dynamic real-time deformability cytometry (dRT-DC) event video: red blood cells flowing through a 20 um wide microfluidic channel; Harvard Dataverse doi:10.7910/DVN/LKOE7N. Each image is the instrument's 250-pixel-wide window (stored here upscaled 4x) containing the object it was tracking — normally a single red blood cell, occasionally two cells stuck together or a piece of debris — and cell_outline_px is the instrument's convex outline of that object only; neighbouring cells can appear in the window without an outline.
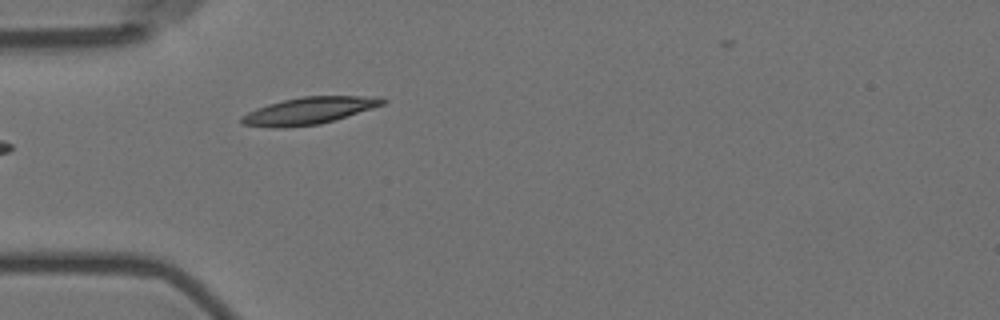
{"species": "Egyptian fruit bat (a non-hibernating species)", "species_latin": "Rousettus aegyptiacus", "temperature_condition": "room temperature", "stored_images_in_passage": 6, "camera_frame_rate_fps": 3000, "um_per_image_px": 0.085, "animal": {"sex": "female"}, "frame": {"image": 1, "passage_image": 6, "time_ms": 1.667, "image_size_px": [1000, 320], "cell_outline_px": [[388, 100], [384, 104], [372, 108], [320, 124], [284, 128], [272, 128], [240, 124], [240, 116], [256, 108], [268, 104], [284, 100], [304, 96], [380, 96]], "centroid_in_image_um": [26.23, 9.41], "position_along_channel_um": 58.8, "area_um2": 22.25}}